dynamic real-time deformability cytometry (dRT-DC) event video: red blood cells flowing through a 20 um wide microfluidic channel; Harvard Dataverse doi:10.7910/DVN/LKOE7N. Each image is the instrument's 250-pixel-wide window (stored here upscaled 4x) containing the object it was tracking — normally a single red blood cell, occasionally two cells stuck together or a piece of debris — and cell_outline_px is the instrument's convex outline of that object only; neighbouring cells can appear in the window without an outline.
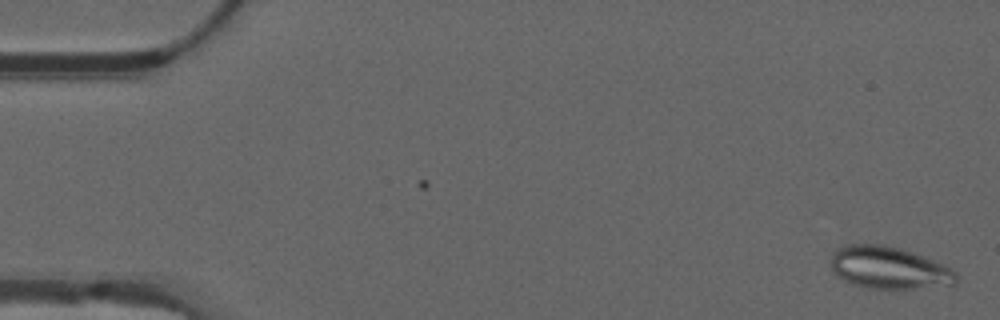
{"species": "common noctule bat (a hibernating species)", "species_latin": "Nyctalus noctula", "temperature_condition": "warm", "stored_images_in_passage": 20, "camera_frame_rate_fps": 3000, "um_per_image_px": 0.085, "animal": {"sex": "male", "forearm_length_mm": 52.5}, "frame": {"image": 1, "passage_image": 1, "time_ms": 0.0, "image_size_px": [1000, 320], "cell_outline_px": [[956, 284], [912, 288], [868, 288], [852, 284], [836, 276], [832, 268], [832, 256], [836, 248], [844, 244], [884, 244], [900, 248], [944, 264], [956, 272]], "centroid_in_image_um": [75.52, 22.75], "position_along_channel_um": 9.5, "area_um2": 30.69}}